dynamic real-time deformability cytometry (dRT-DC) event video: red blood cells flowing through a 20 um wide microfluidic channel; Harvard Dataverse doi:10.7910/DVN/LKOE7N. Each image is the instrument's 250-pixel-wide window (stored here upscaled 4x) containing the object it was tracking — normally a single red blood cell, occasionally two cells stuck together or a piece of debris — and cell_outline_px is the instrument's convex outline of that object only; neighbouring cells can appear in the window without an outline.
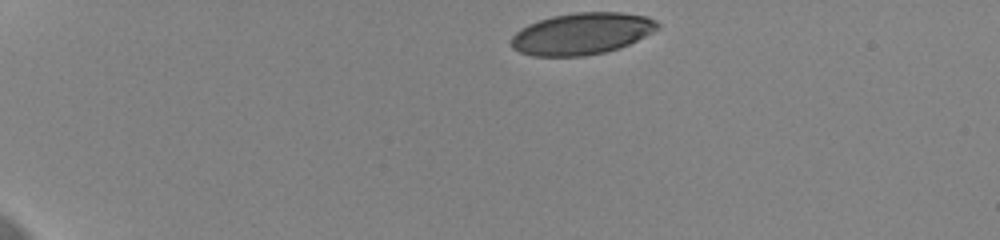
{"species": "human", "species_latin": "Homo sapiens", "temperature_condition": "cold", "stored_images_in_passage": 30, "camera_frame_rate_fps": 3000, "um_per_image_px": 0.085, "donor": {"sex": "female"}, "frame": {"image": 1, "passage_image": 1, "time_ms": 0.0, "image_size_px": [1000, 240], "cell_outline_px": [[660, 28], [620, 48], [604, 52], [584, 56], [532, 56], [520, 52], [512, 48], [512, 36], [520, 28], [528, 24], [552, 16], [576, 12], [620, 12], [648, 16], [656, 20], [660, 24]], "centroid_in_image_um": [49.46, 2.85], "position_along_channel_um": 35.5, "area_um2": 35.6}}
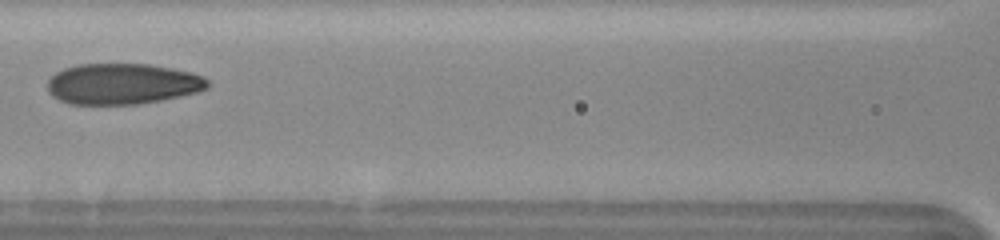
{"frame": {"image": 2, "passage_image": 13, "time_ms": 4.0, "image_size_px": [1000, 240], "cell_outline_px": [[212, 84], [208, 88], [200, 92], [140, 104], [68, 104], [52, 96], [48, 92], [48, 80], [56, 72], [64, 68], [76, 64], [148, 64], [172, 68], [192, 72], [204, 76]], "centroid_in_image_um": [10.44, 7.13], "position_along_channel_um": 156.2, "area_um2": 38.49}}
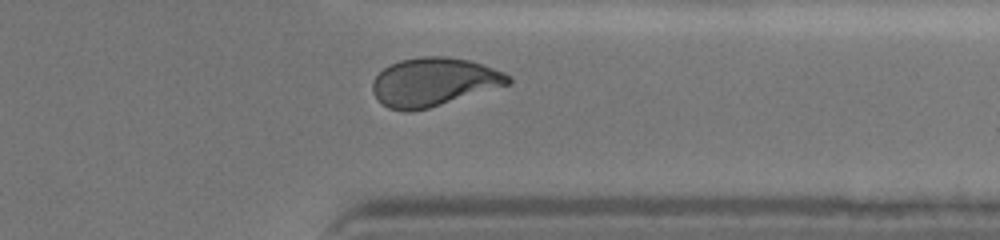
{"frame": {"image": 3, "passage_image": 27, "time_ms": 8.667, "image_size_px": [1000, 240], "cell_outline_px": [[512, 80], [508, 84], [428, 108], [408, 112], [404, 112], [388, 108], [372, 92], [372, 80], [384, 68], [400, 60], [420, 56], [444, 56], [468, 60], [504, 72], [512, 76]], "centroid_in_image_um": [36.84, 6.96], "position_along_channel_um": 374.6, "area_um2": 37.86}}